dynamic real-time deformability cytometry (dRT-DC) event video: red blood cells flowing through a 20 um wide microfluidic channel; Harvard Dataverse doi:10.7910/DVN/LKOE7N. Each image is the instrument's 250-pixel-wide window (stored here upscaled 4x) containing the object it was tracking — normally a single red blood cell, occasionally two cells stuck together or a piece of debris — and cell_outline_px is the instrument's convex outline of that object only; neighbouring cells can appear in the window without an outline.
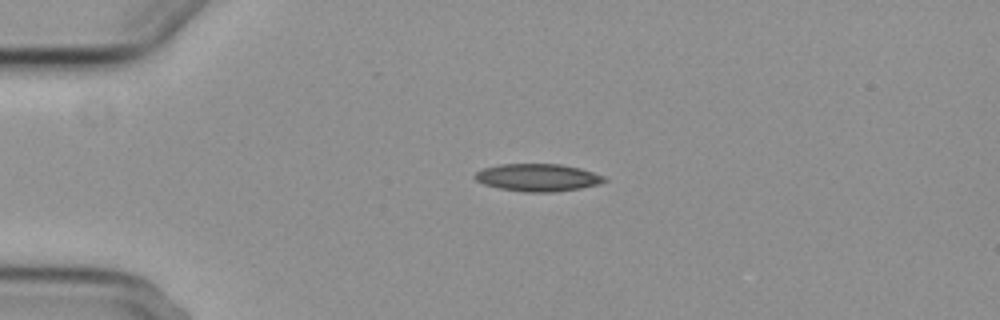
{"species": "common noctule bat (a hibernating species)", "species_latin": "Nyctalus noctula", "temperature_condition": "cold", "stored_images_in_passage": 4, "camera_frame_rate_fps": 3000, "um_per_image_px": 0.085, "animal": {"sex": "female", "body_mass_g": 29.2, "forearm_length_mm": 56.3}, "frame": {"image": 1, "passage_image": 3, "time_ms": 2.333, "image_size_px": [1000, 320], "cell_outline_px": [[608, 180], [600, 184], [580, 188], [556, 192], [524, 192], [500, 188], [484, 184], [476, 180], [472, 176], [476, 172], [484, 168], [500, 164], [560, 164], [580, 168], [604, 176]], "centroid_in_image_um": [45.71, 15.09], "position_along_channel_um": 39.3, "area_um2": 20.75}}